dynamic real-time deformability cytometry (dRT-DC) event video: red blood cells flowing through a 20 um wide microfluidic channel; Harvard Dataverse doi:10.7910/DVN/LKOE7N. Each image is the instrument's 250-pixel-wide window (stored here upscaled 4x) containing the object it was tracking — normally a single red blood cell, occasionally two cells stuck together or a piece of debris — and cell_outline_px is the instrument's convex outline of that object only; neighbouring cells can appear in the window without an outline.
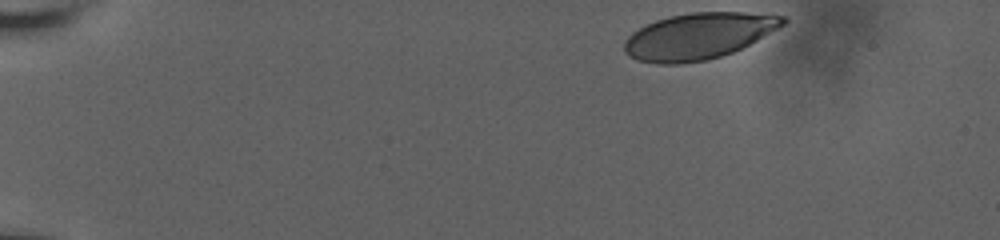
{"species": "human", "species_latin": "Homo sapiens", "temperature_condition": "room temperature", "stored_images_in_passage": 22, "camera_frame_rate_fps": 3000, "um_per_image_px": 0.085, "donor": {"sex": "male"}, "frame": {"image": 1, "passage_image": 1, "time_ms": 0.0, "image_size_px": [1000, 240], "cell_outline_px": [[788, 20], [784, 24], [756, 40], [732, 52], [720, 56], [704, 60], [680, 64], [660, 64], [636, 60], [628, 56], [624, 52], [624, 40], [632, 32], [644, 24], [668, 16], [692, 12], [744, 12], [788, 16]], "centroid_in_image_um": [59.32, 3.06], "position_along_channel_um": 25.7, "area_um2": 42.77}}
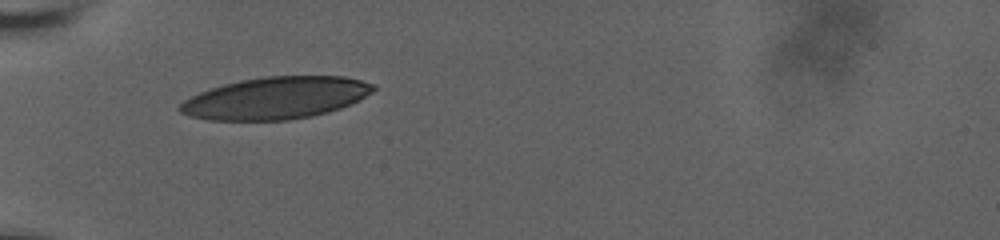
{"frame": {"image": 2, "passage_image": 21, "time_ms": 4.0, "image_size_px": [1000, 240], "cell_outline_px": [[376, 88], [372, 92], [340, 108], [328, 112], [312, 116], [288, 120], [208, 120], [188, 116], [180, 112], [176, 108], [184, 100], [200, 92], [224, 84], [240, 80], [264, 76], [344, 76], [376, 84]], "centroid_in_image_um": [23.41, 8.33], "position_along_channel_um": 61.6, "area_um2": 47.28}}